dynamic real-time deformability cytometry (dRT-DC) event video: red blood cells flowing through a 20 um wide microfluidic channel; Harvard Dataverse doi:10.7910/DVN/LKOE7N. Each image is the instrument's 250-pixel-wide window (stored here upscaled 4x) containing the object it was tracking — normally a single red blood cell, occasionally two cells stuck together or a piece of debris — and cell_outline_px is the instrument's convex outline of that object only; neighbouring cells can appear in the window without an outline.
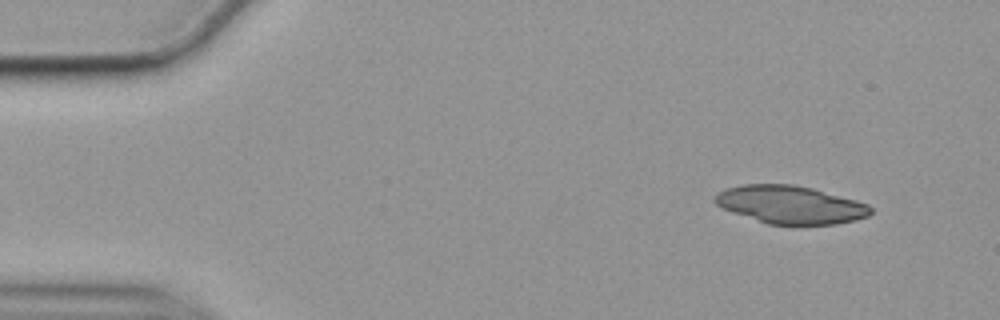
{"species": "common noctule bat (a hibernating species)", "species_latin": "Nyctalus noctula", "temperature_condition": "cold", "stored_images_in_passage": 51, "camera_frame_rate_fps": 3000, "um_per_image_px": 0.085, "animal": {"sex": "female", "body_mass_g": 19.9}, "frame": {"image": 1, "passage_image": 1, "time_ms": 0.0, "image_size_px": [1000, 320], "cell_outline_px": [[872, 212], [868, 216], [856, 220], [836, 224], [768, 224], [732, 212], [716, 204], [712, 200], [712, 196], [716, 192], [728, 188], [744, 184], [792, 184], [812, 188], [856, 200], [868, 204], [872, 208]], "centroid_in_image_um": [67.17, 17.39], "position_along_channel_um": 17.8, "area_um2": 34.39}}
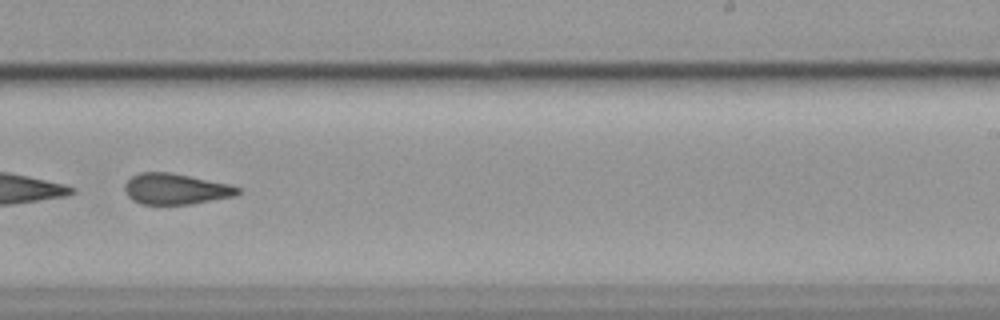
{"frame": {"image": 2, "passage_image": 31, "time_ms": 10.0, "image_size_px": [1000, 320], "cell_outline_px": [[240, 192], [236, 196], [192, 204], [140, 204], [132, 200], [128, 196], [124, 188], [124, 184], [132, 176], [140, 172], [168, 172], [228, 184], [240, 188]], "centroid_in_image_um": [14.91, 16.07], "position_along_channel_um": 274.1, "area_um2": 20.23}, "authors_computed_cell_mechanics": {"area_um2": 22.7154, "velocity_mm_per_s": 3.5458, "shape_relaxation_time_tau1_ms": null, "shape_relaxation_time_tau2_ms": 3.6611, "deformation_change_tau1": null, "deformation_change_tau2": 0.127}}